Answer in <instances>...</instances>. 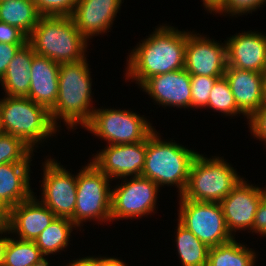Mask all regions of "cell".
I'll return each mask as SVG.
<instances>
[{
	"instance_id": "1",
	"label": "cell",
	"mask_w": 266,
	"mask_h": 266,
	"mask_svg": "<svg viewBox=\"0 0 266 266\" xmlns=\"http://www.w3.org/2000/svg\"><path fill=\"white\" fill-rule=\"evenodd\" d=\"M146 37L130 50L126 59L124 77L128 82L136 81L138 87L152 76L185 67L187 31L160 24Z\"/></svg>"
},
{
	"instance_id": "2",
	"label": "cell",
	"mask_w": 266,
	"mask_h": 266,
	"mask_svg": "<svg viewBox=\"0 0 266 266\" xmlns=\"http://www.w3.org/2000/svg\"><path fill=\"white\" fill-rule=\"evenodd\" d=\"M88 66L87 58L60 64L58 96L50 111L52 122L58 129L61 120L67 130L74 131L78 125L83 128L91 119L95 107L92 104L93 81Z\"/></svg>"
},
{
	"instance_id": "3",
	"label": "cell",
	"mask_w": 266,
	"mask_h": 266,
	"mask_svg": "<svg viewBox=\"0 0 266 266\" xmlns=\"http://www.w3.org/2000/svg\"><path fill=\"white\" fill-rule=\"evenodd\" d=\"M156 129L147 138L144 168L141 176L152 180L160 188L176 187L178 196L186 189L190 167L198 152L175 140H163Z\"/></svg>"
},
{
	"instance_id": "4",
	"label": "cell",
	"mask_w": 266,
	"mask_h": 266,
	"mask_svg": "<svg viewBox=\"0 0 266 266\" xmlns=\"http://www.w3.org/2000/svg\"><path fill=\"white\" fill-rule=\"evenodd\" d=\"M88 42L70 16H41L27 38L35 54L58 64L87 58Z\"/></svg>"
},
{
	"instance_id": "5",
	"label": "cell",
	"mask_w": 266,
	"mask_h": 266,
	"mask_svg": "<svg viewBox=\"0 0 266 266\" xmlns=\"http://www.w3.org/2000/svg\"><path fill=\"white\" fill-rule=\"evenodd\" d=\"M0 127L2 133L18 137L34 152L60 132L45 107L27 97L6 95L0 99Z\"/></svg>"
},
{
	"instance_id": "6",
	"label": "cell",
	"mask_w": 266,
	"mask_h": 266,
	"mask_svg": "<svg viewBox=\"0 0 266 266\" xmlns=\"http://www.w3.org/2000/svg\"><path fill=\"white\" fill-rule=\"evenodd\" d=\"M224 157L197 154L189 171L184 199L220 203L243 178Z\"/></svg>"
},
{
	"instance_id": "7",
	"label": "cell",
	"mask_w": 266,
	"mask_h": 266,
	"mask_svg": "<svg viewBox=\"0 0 266 266\" xmlns=\"http://www.w3.org/2000/svg\"><path fill=\"white\" fill-rule=\"evenodd\" d=\"M108 178L91 161L77 173V201L74 215L70 220L80 231L84 222L98 224L111 222L112 189ZM82 226V227H81Z\"/></svg>"
},
{
	"instance_id": "8",
	"label": "cell",
	"mask_w": 266,
	"mask_h": 266,
	"mask_svg": "<svg viewBox=\"0 0 266 266\" xmlns=\"http://www.w3.org/2000/svg\"><path fill=\"white\" fill-rule=\"evenodd\" d=\"M136 111L95 108L90 121L83 127L101 138L106 145L136 143L146 140L155 130L151 122Z\"/></svg>"
},
{
	"instance_id": "9",
	"label": "cell",
	"mask_w": 266,
	"mask_h": 266,
	"mask_svg": "<svg viewBox=\"0 0 266 266\" xmlns=\"http://www.w3.org/2000/svg\"><path fill=\"white\" fill-rule=\"evenodd\" d=\"M177 198H179L177 222L190 230L209 248L234 239L227 229L220 203L184 199L181 195Z\"/></svg>"
},
{
	"instance_id": "10",
	"label": "cell",
	"mask_w": 266,
	"mask_h": 266,
	"mask_svg": "<svg viewBox=\"0 0 266 266\" xmlns=\"http://www.w3.org/2000/svg\"><path fill=\"white\" fill-rule=\"evenodd\" d=\"M112 186L111 221L136 220L156 213L160 187L152 180L142 177L121 178Z\"/></svg>"
},
{
	"instance_id": "11",
	"label": "cell",
	"mask_w": 266,
	"mask_h": 266,
	"mask_svg": "<svg viewBox=\"0 0 266 266\" xmlns=\"http://www.w3.org/2000/svg\"><path fill=\"white\" fill-rule=\"evenodd\" d=\"M57 159L47 158L43 165V180L39 200L57 217L71 218L77 201V174L66 170ZM61 164V165H60Z\"/></svg>"
},
{
	"instance_id": "12",
	"label": "cell",
	"mask_w": 266,
	"mask_h": 266,
	"mask_svg": "<svg viewBox=\"0 0 266 266\" xmlns=\"http://www.w3.org/2000/svg\"><path fill=\"white\" fill-rule=\"evenodd\" d=\"M187 29L185 67L190 75L223 77L227 68L226 43Z\"/></svg>"
},
{
	"instance_id": "13",
	"label": "cell",
	"mask_w": 266,
	"mask_h": 266,
	"mask_svg": "<svg viewBox=\"0 0 266 266\" xmlns=\"http://www.w3.org/2000/svg\"><path fill=\"white\" fill-rule=\"evenodd\" d=\"M147 139L141 142L106 145L92 155L91 161L112 181L141 176L144 168Z\"/></svg>"
},
{
	"instance_id": "14",
	"label": "cell",
	"mask_w": 266,
	"mask_h": 266,
	"mask_svg": "<svg viewBox=\"0 0 266 266\" xmlns=\"http://www.w3.org/2000/svg\"><path fill=\"white\" fill-rule=\"evenodd\" d=\"M263 188L243 177L220 202L227 229L234 238L237 231L252 230L257 207L264 198Z\"/></svg>"
},
{
	"instance_id": "15",
	"label": "cell",
	"mask_w": 266,
	"mask_h": 266,
	"mask_svg": "<svg viewBox=\"0 0 266 266\" xmlns=\"http://www.w3.org/2000/svg\"><path fill=\"white\" fill-rule=\"evenodd\" d=\"M139 88L159 107L191 108V75L185 69L152 76Z\"/></svg>"
},
{
	"instance_id": "16",
	"label": "cell",
	"mask_w": 266,
	"mask_h": 266,
	"mask_svg": "<svg viewBox=\"0 0 266 266\" xmlns=\"http://www.w3.org/2000/svg\"><path fill=\"white\" fill-rule=\"evenodd\" d=\"M35 194L10 208L6 227L17 239L35 241L57 217Z\"/></svg>"
},
{
	"instance_id": "17",
	"label": "cell",
	"mask_w": 266,
	"mask_h": 266,
	"mask_svg": "<svg viewBox=\"0 0 266 266\" xmlns=\"http://www.w3.org/2000/svg\"><path fill=\"white\" fill-rule=\"evenodd\" d=\"M227 67L264 73L266 67V34L259 31L236 33L224 40Z\"/></svg>"
},
{
	"instance_id": "18",
	"label": "cell",
	"mask_w": 266,
	"mask_h": 266,
	"mask_svg": "<svg viewBox=\"0 0 266 266\" xmlns=\"http://www.w3.org/2000/svg\"><path fill=\"white\" fill-rule=\"evenodd\" d=\"M122 1L124 0H78L70 17L89 41L94 36L110 32Z\"/></svg>"
},
{
	"instance_id": "19",
	"label": "cell",
	"mask_w": 266,
	"mask_h": 266,
	"mask_svg": "<svg viewBox=\"0 0 266 266\" xmlns=\"http://www.w3.org/2000/svg\"><path fill=\"white\" fill-rule=\"evenodd\" d=\"M224 76L242 116L249 119L261 108L264 73L227 67Z\"/></svg>"
},
{
	"instance_id": "20",
	"label": "cell",
	"mask_w": 266,
	"mask_h": 266,
	"mask_svg": "<svg viewBox=\"0 0 266 266\" xmlns=\"http://www.w3.org/2000/svg\"><path fill=\"white\" fill-rule=\"evenodd\" d=\"M59 69L60 64L47 57L37 54L33 57L27 98L45 107L49 112L54 108L58 96Z\"/></svg>"
},
{
	"instance_id": "21",
	"label": "cell",
	"mask_w": 266,
	"mask_h": 266,
	"mask_svg": "<svg viewBox=\"0 0 266 266\" xmlns=\"http://www.w3.org/2000/svg\"><path fill=\"white\" fill-rule=\"evenodd\" d=\"M31 163L0 164V199L9 207L29 199L34 192L30 185Z\"/></svg>"
},
{
	"instance_id": "22",
	"label": "cell",
	"mask_w": 266,
	"mask_h": 266,
	"mask_svg": "<svg viewBox=\"0 0 266 266\" xmlns=\"http://www.w3.org/2000/svg\"><path fill=\"white\" fill-rule=\"evenodd\" d=\"M35 52L26 43L10 61L7 70L0 79L4 95L9 97H27L31 83V65Z\"/></svg>"
},
{
	"instance_id": "23",
	"label": "cell",
	"mask_w": 266,
	"mask_h": 266,
	"mask_svg": "<svg viewBox=\"0 0 266 266\" xmlns=\"http://www.w3.org/2000/svg\"><path fill=\"white\" fill-rule=\"evenodd\" d=\"M40 17L33 0L0 1V22L18 27L27 36L38 24Z\"/></svg>"
},
{
	"instance_id": "24",
	"label": "cell",
	"mask_w": 266,
	"mask_h": 266,
	"mask_svg": "<svg viewBox=\"0 0 266 266\" xmlns=\"http://www.w3.org/2000/svg\"><path fill=\"white\" fill-rule=\"evenodd\" d=\"M244 244L234 238L228 243L209 248L206 266H256L258 254Z\"/></svg>"
},
{
	"instance_id": "25",
	"label": "cell",
	"mask_w": 266,
	"mask_h": 266,
	"mask_svg": "<svg viewBox=\"0 0 266 266\" xmlns=\"http://www.w3.org/2000/svg\"><path fill=\"white\" fill-rule=\"evenodd\" d=\"M79 229L69 218L56 217L54 221L35 240L45 257L65 251L71 243L72 231Z\"/></svg>"
},
{
	"instance_id": "26",
	"label": "cell",
	"mask_w": 266,
	"mask_h": 266,
	"mask_svg": "<svg viewBox=\"0 0 266 266\" xmlns=\"http://www.w3.org/2000/svg\"><path fill=\"white\" fill-rule=\"evenodd\" d=\"M175 244L181 266H206L209 247L179 222L176 225Z\"/></svg>"
},
{
	"instance_id": "27",
	"label": "cell",
	"mask_w": 266,
	"mask_h": 266,
	"mask_svg": "<svg viewBox=\"0 0 266 266\" xmlns=\"http://www.w3.org/2000/svg\"><path fill=\"white\" fill-rule=\"evenodd\" d=\"M4 266H50L35 241L20 240L10 234Z\"/></svg>"
},
{
	"instance_id": "28",
	"label": "cell",
	"mask_w": 266,
	"mask_h": 266,
	"mask_svg": "<svg viewBox=\"0 0 266 266\" xmlns=\"http://www.w3.org/2000/svg\"><path fill=\"white\" fill-rule=\"evenodd\" d=\"M207 109L218 112L221 116L236 117L243 113L238 109L231 88L225 76L216 80L211 90Z\"/></svg>"
},
{
	"instance_id": "29",
	"label": "cell",
	"mask_w": 266,
	"mask_h": 266,
	"mask_svg": "<svg viewBox=\"0 0 266 266\" xmlns=\"http://www.w3.org/2000/svg\"><path fill=\"white\" fill-rule=\"evenodd\" d=\"M34 151L16 136L0 134V164L31 163Z\"/></svg>"
},
{
	"instance_id": "30",
	"label": "cell",
	"mask_w": 266,
	"mask_h": 266,
	"mask_svg": "<svg viewBox=\"0 0 266 266\" xmlns=\"http://www.w3.org/2000/svg\"><path fill=\"white\" fill-rule=\"evenodd\" d=\"M218 78L220 77L191 75V108L205 109L208 106L211 90Z\"/></svg>"
},
{
	"instance_id": "31",
	"label": "cell",
	"mask_w": 266,
	"mask_h": 266,
	"mask_svg": "<svg viewBox=\"0 0 266 266\" xmlns=\"http://www.w3.org/2000/svg\"><path fill=\"white\" fill-rule=\"evenodd\" d=\"M266 0H223L222 3L211 13L223 16L240 17L260 10V7L266 6Z\"/></svg>"
},
{
	"instance_id": "32",
	"label": "cell",
	"mask_w": 266,
	"mask_h": 266,
	"mask_svg": "<svg viewBox=\"0 0 266 266\" xmlns=\"http://www.w3.org/2000/svg\"><path fill=\"white\" fill-rule=\"evenodd\" d=\"M41 16H71L78 0H33Z\"/></svg>"
},
{
	"instance_id": "33",
	"label": "cell",
	"mask_w": 266,
	"mask_h": 266,
	"mask_svg": "<svg viewBox=\"0 0 266 266\" xmlns=\"http://www.w3.org/2000/svg\"><path fill=\"white\" fill-rule=\"evenodd\" d=\"M249 132L253 135L254 139L264 141L266 146V108H260L248 120Z\"/></svg>"
},
{
	"instance_id": "34",
	"label": "cell",
	"mask_w": 266,
	"mask_h": 266,
	"mask_svg": "<svg viewBox=\"0 0 266 266\" xmlns=\"http://www.w3.org/2000/svg\"><path fill=\"white\" fill-rule=\"evenodd\" d=\"M28 36L18 27L0 22V43L26 44Z\"/></svg>"
},
{
	"instance_id": "35",
	"label": "cell",
	"mask_w": 266,
	"mask_h": 266,
	"mask_svg": "<svg viewBox=\"0 0 266 266\" xmlns=\"http://www.w3.org/2000/svg\"><path fill=\"white\" fill-rule=\"evenodd\" d=\"M25 44L0 43V79L5 74L10 61L14 58L18 50Z\"/></svg>"
},
{
	"instance_id": "36",
	"label": "cell",
	"mask_w": 266,
	"mask_h": 266,
	"mask_svg": "<svg viewBox=\"0 0 266 266\" xmlns=\"http://www.w3.org/2000/svg\"><path fill=\"white\" fill-rule=\"evenodd\" d=\"M251 234L255 233L258 236L266 237V198L264 197L256 210L254 223Z\"/></svg>"
},
{
	"instance_id": "37",
	"label": "cell",
	"mask_w": 266,
	"mask_h": 266,
	"mask_svg": "<svg viewBox=\"0 0 266 266\" xmlns=\"http://www.w3.org/2000/svg\"><path fill=\"white\" fill-rule=\"evenodd\" d=\"M94 266H128L123 260L118 259L117 257H103V256H94Z\"/></svg>"
},
{
	"instance_id": "38",
	"label": "cell",
	"mask_w": 266,
	"mask_h": 266,
	"mask_svg": "<svg viewBox=\"0 0 266 266\" xmlns=\"http://www.w3.org/2000/svg\"><path fill=\"white\" fill-rule=\"evenodd\" d=\"M8 235H10L9 229L6 226L1 227L0 228V266H4L5 251H6V247L8 244V240L10 238Z\"/></svg>"
},
{
	"instance_id": "39",
	"label": "cell",
	"mask_w": 266,
	"mask_h": 266,
	"mask_svg": "<svg viewBox=\"0 0 266 266\" xmlns=\"http://www.w3.org/2000/svg\"><path fill=\"white\" fill-rule=\"evenodd\" d=\"M66 266H94V256L77 258L75 260H72L71 262L69 261Z\"/></svg>"
},
{
	"instance_id": "40",
	"label": "cell",
	"mask_w": 266,
	"mask_h": 266,
	"mask_svg": "<svg viewBox=\"0 0 266 266\" xmlns=\"http://www.w3.org/2000/svg\"><path fill=\"white\" fill-rule=\"evenodd\" d=\"M10 208L0 199V228L7 226Z\"/></svg>"
},
{
	"instance_id": "41",
	"label": "cell",
	"mask_w": 266,
	"mask_h": 266,
	"mask_svg": "<svg viewBox=\"0 0 266 266\" xmlns=\"http://www.w3.org/2000/svg\"><path fill=\"white\" fill-rule=\"evenodd\" d=\"M223 0H201L205 11L210 14L222 3Z\"/></svg>"
},
{
	"instance_id": "42",
	"label": "cell",
	"mask_w": 266,
	"mask_h": 266,
	"mask_svg": "<svg viewBox=\"0 0 266 266\" xmlns=\"http://www.w3.org/2000/svg\"><path fill=\"white\" fill-rule=\"evenodd\" d=\"M261 107L266 108V79L263 82Z\"/></svg>"
},
{
	"instance_id": "43",
	"label": "cell",
	"mask_w": 266,
	"mask_h": 266,
	"mask_svg": "<svg viewBox=\"0 0 266 266\" xmlns=\"http://www.w3.org/2000/svg\"><path fill=\"white\" fill-rule=\"evenodd\" d=\"M264 197L266 198V187L263 189Z\"/></svg>"
},
{
	"instance_id": "44",
	"label": "cell",
	"mask_w": 266,
	"mask_h": 266,
	"mask_svg": "<svg viewBox=\"0 0 266 266\" xmlns=\"http://www.w3.org/2000/svg\"><path fill=\"white\" fill-rule=\"evenodd\" d=\"M264 77L266 79V67H265V70H264Z\"/></svg>"
}]
</instances>
